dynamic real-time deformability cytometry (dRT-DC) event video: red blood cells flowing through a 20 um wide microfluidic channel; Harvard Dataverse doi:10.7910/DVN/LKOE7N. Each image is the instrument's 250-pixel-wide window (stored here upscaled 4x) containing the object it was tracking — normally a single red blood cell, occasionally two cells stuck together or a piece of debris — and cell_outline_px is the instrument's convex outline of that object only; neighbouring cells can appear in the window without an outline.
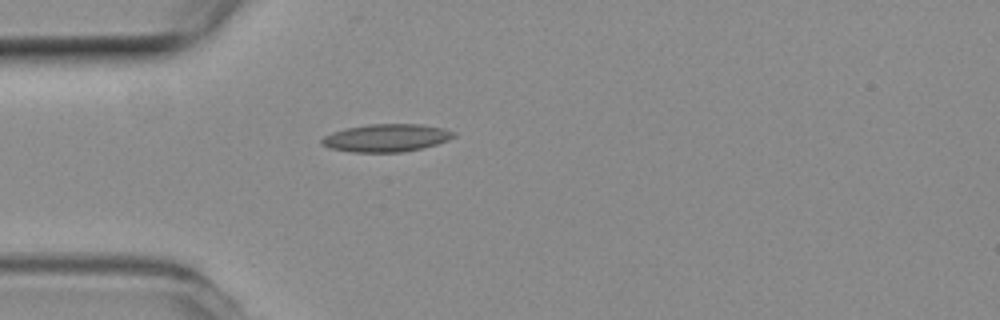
{"species": "common noctule bat (a hibernating species)", "species_latin": "Nyctalus noctula", "temperature_condition": "room temperature", "stored_images_in_passage": 5, "camera_frame_rate_fps": 3000, "um_per_image_px": 0.085, "animal": {"sex": "female", "body_mass_g": 19.3, "forearm_length_mm": 54.1}, "frame": {"image": 1, "passage_image": 5, "time_ms": 1.333, "image_size_px": [1000, 320], "cell_outline_px": [[456, 136], [448, 140], [424, 148], [404, 152], [352, 152], [332, 148], [320, 144], [320, 140], [324, 136], [332, 132], [344, 128], [368, 124], [420, 124], [444, 128], [456, 132]], "centroid_in_image_um": [32.85, 11.71], "position_along_channel_um": 52.1, "area_um2": 21.5}}